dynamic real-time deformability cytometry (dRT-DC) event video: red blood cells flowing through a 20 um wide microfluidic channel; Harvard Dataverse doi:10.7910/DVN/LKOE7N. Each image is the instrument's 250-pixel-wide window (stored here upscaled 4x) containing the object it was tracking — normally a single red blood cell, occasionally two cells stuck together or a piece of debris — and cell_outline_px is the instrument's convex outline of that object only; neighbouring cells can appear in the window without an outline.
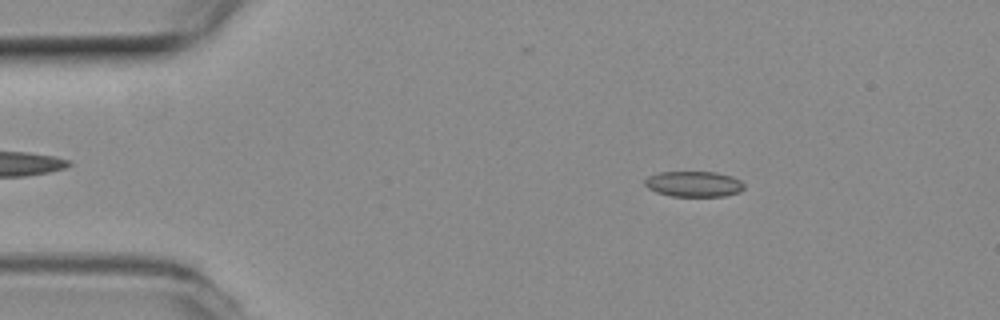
{"species": "common noctule bat (a hibernating species)", "species_latin": "Nyctalus noctula", "temperature_condition": "room temperature", "stored_images_in_passage": 55, "segment_of_instrument_passage": [1, 2], "camera_frame_rate_fps": 3000, "um_per_image_px": 0.085, "animal": {"sex": "female", "body_mass_g": 19.3, "forearm_length_mm": 54.1}, "frame": {"image": 1, "passage_image": 8, "time_ms": 2.333, "image_size_px": [1000, 320], "cell_outline_px": [[744, 188], [740, 192], [724, 196], [672, 196], [656, 192], [648, 188], [644, 184], [644, 180], [648, 176], [660, 172], [716, 172], [732, 176], [740, 180], [744, 184]], "centroid_in_image_um": [58.98, 15.64], "position_along_channel_um": 26.0, "area_um2": 14.85}}
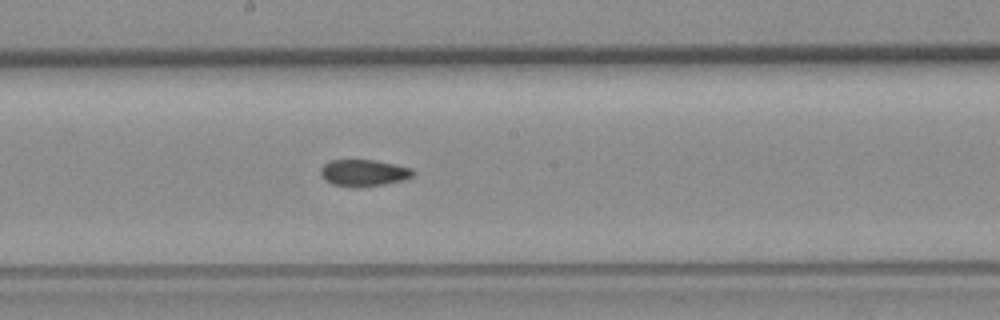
{"frame": {"image": 2, "passage_image": 28, "time_ms": 9.0, "image_size_px": [1000, 320], "cell_outline_px": [[416, 172], [412, 176], [404, 180], [384, 184], [356, 188], [332, 184], [320, 172], [320, 168], [324, 164], [332, 160], [376, 160], [396, 164], [412, 168]], "centroid_in_image_um": [30.97, 14.69], "position_along_channel_um": 217.2, "area_um2": 14.39}}
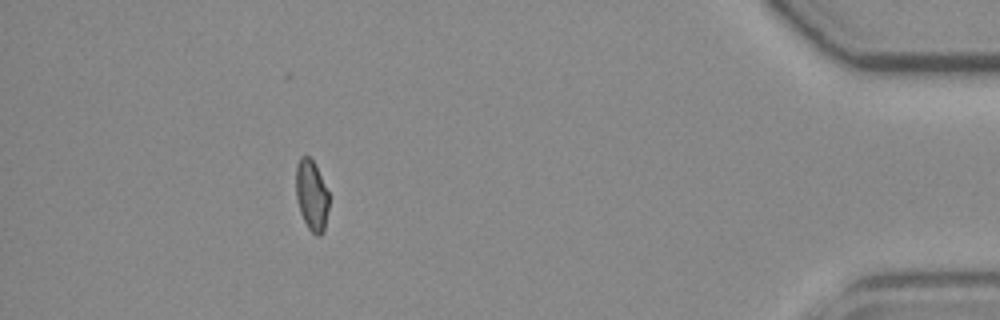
{"frame": {"image": 3, "passage_image": 48, "time_ms": 15.667, "image_size_px": [1000, 320], "cell_outline_px": [[328, 208], [324, 232], [320, 236], [316, 236], [308, 228], [300, 212], [296, 196], [296, 164], [300, 156], [308, 156], [316, 164], [328, 192]], "centroid_in_image_um": [26.48, 16.6], "position_along_channel_um": 408.7, "area_um2": 13.64}}